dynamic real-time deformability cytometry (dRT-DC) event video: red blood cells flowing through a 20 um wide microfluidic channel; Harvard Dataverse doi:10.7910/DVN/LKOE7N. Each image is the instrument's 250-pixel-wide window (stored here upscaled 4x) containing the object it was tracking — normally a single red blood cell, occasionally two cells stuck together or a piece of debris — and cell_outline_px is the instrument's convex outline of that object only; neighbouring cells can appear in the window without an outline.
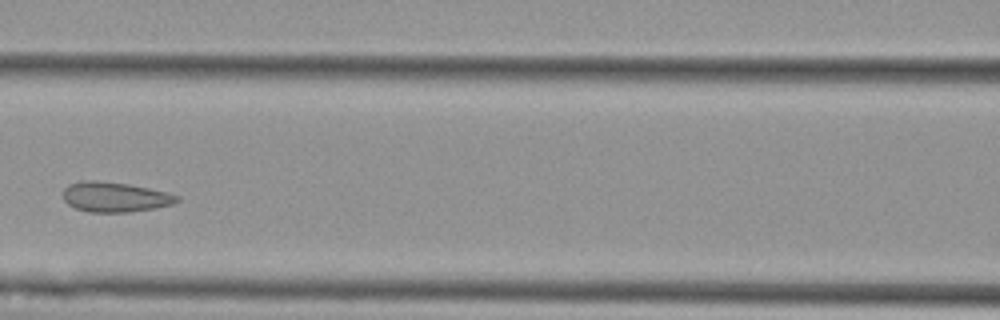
{"species": "Egyptian fruit bat (a non-hibernating species)", "species_latin": "Rousettus aegyptiacus", "temperature_condition": "cold", "stored_images_in_passage": 5, "camera_frame_rate_fps": 3000, "um_per_image_px": 0.085, "animal": {"sex": "female"}, "frame": {"image": 1, "passage_image": 5, "time_ms": 4.667, "image_size_px": [1000, 320], "cell_outline_px": [[180, 200], [176, 204], [156, 208], [128, 212], [88, 212], [76, 208], [68, 204], [64, 200], [64, 188], [68, 184], [84, 180], [96, 180], [128, 184], [168, 192], [180, 196]], "centroid_in_image_um": [9.81, 16.74], "position_along_channel_um": 156.8, "area_um2": 20.06}}